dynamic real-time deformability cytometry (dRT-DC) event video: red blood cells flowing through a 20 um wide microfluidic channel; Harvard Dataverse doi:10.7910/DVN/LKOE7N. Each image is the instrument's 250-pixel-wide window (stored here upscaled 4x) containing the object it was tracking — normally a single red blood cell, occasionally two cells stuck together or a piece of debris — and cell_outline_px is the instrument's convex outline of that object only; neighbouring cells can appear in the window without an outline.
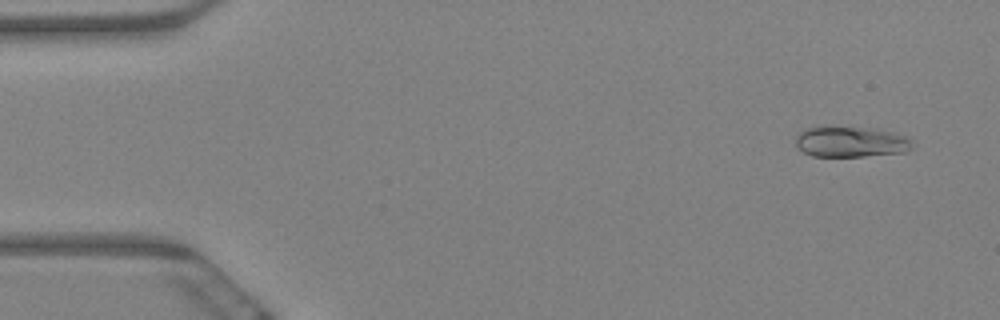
{"species": "Egyptian fruit bat (a non-hibernating species)", "species_latin": "Rousettus aegyptiacus", "temperature_condition": "warm", "stored_images_in_passage": 5, "camera_frame_rate_fps": 3000, "um_per_image_px": 0.085, "animal": {"sex": "female"}, "frame": {"image": 1, "passage_image": 1, "time_ms": 0.0, "image_size_px": [1000, 320], "cell_outline_px": [[912, 148], [904, 152], [864, 156], [812, 156], [796, 148], [796, 136], [800, 132], [808, 128], [876, 128], [892, 132], [904, 136], [912, 140]], "centroid_in_image_um": [72.33, 12.07], "position_along_channel_um": 12.7, "area_um2": 20.46}}
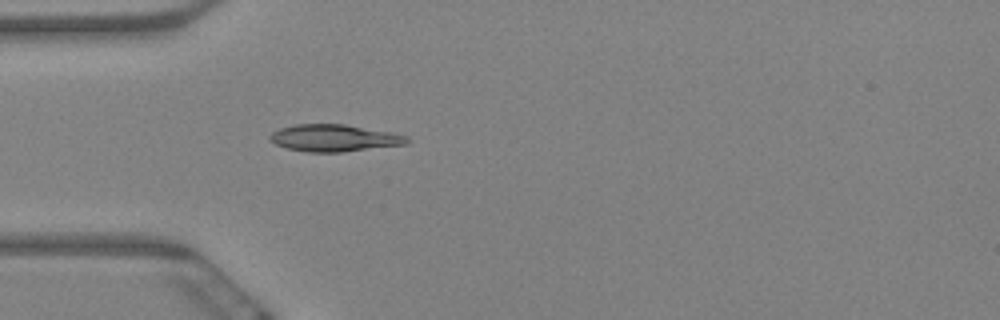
{"frame": {"image": 2, "passage_image": 5, "time_ms": 1.333, "image_size_px": [1000, 320], "cell_outline_px": [[408, 144], [340, 152], [308, 152], [288, 148], [276, 144], [268, 136], [272, 132], [280, 128], [296, 124], [344, 124], [392, 132], [408, 136]], "centroid_in_image_um": [28.43, 11.72], "position_along_channel_um": 56.6, "area_um2": 21.44}}